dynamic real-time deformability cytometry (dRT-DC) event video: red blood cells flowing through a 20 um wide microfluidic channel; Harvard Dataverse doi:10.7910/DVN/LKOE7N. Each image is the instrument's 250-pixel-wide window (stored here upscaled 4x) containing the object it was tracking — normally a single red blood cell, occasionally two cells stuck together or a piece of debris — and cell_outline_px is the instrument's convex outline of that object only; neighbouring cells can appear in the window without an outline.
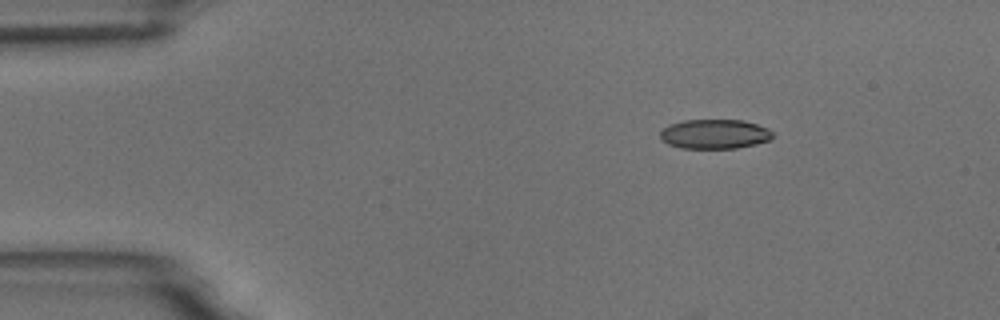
{"species": "common noctule bat (a hibernating species)", "species_latin": "Nyctalus noctula", "temperature_condition": "room temperature", "stored_images_in_passage": 4, "camera_frame_rate_fps": 3000, "um_per_image_px": 0.085, "animal": {"sex": "male", "body_mass_g": 18.8}, "frame": {"image": 1, "passage_image": 1, "time_ms": 0.0, "image_size_px": [1000, 320], "cell_outline_px": [[772, 136], [768, 140], [756, 144], [736, 148], [680, 148], [668, 144], [660, 136], [660, 132], [668, 124], [684, 120], [744, 120], [768, 128], [772, 132]], "centroid_in_image_um": [60.73, 11.39], "position_along_channel_um": 24.3, "area_um2": 19.25}}
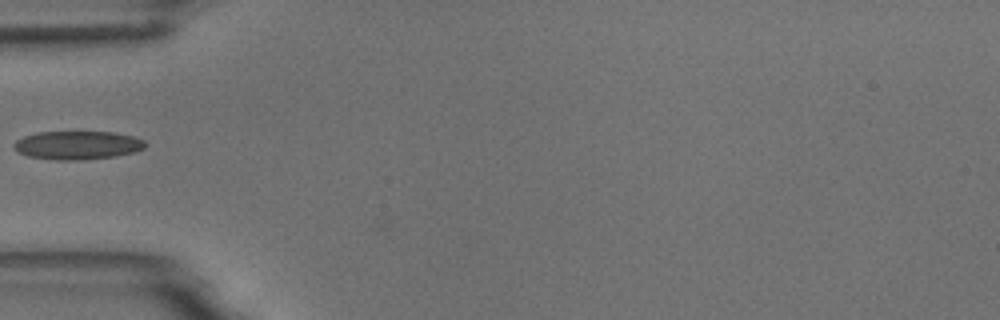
{"frame": {"image": 2, "passage_image": 3, "time_ms": 3.333, "image_size_px": [1000, 320], "cell_outline_px": [[144, 148], [136, 152], [116, 156], [84, 160], [56, 160], [28, 156], [16, 152], [12, 148], [12, 144], [16, 140], [24, 136], [36, 132], [112, 132], [132, 136], [144, 140]], "centroid_in_image_um": [6.54, 12.35], "position_along_channel_um": 78.5, "area_um2": 21.96}}